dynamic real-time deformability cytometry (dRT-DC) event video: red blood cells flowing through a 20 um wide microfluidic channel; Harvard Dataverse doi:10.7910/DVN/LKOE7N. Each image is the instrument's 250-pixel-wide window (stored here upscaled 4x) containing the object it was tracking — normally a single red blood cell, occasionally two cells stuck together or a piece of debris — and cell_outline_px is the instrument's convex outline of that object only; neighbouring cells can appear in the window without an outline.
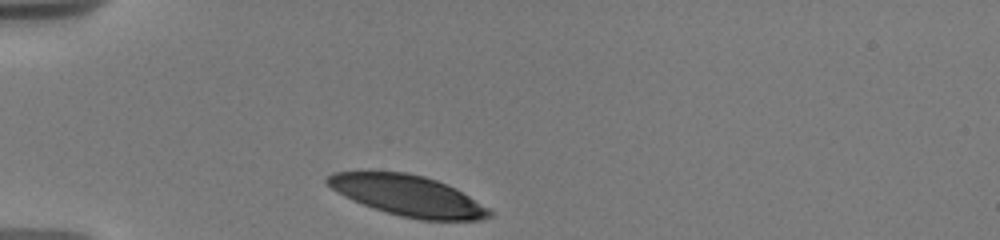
{"species": "human", "species_latin": "Homo sapiens", "temperature_condition": "warm", "stored_images_in_passage": 20, "camera_frame_rate_fps": 3000, "um_per_image_px": 0.085, "donor": {"sex": "male"}, "frame": {"image": 1, "passage_image": 1, "time_ms": 0.0, "image_size_px": [1000, 240], "cell_outline_px": [[492, 216], [480, 220], [420, 220], [400, 216], [372, 208], [352, 200], [344, 196], [332, 188], [324, 180], [332, 172], [404, 172], [424, 176], [436, 180], [456, 188], [488, 208], [492, 212]], "centroid_in_image_um": [34.67, 16.64], "position_along_channel_um": 50.3, "area_um2": 38.21}}
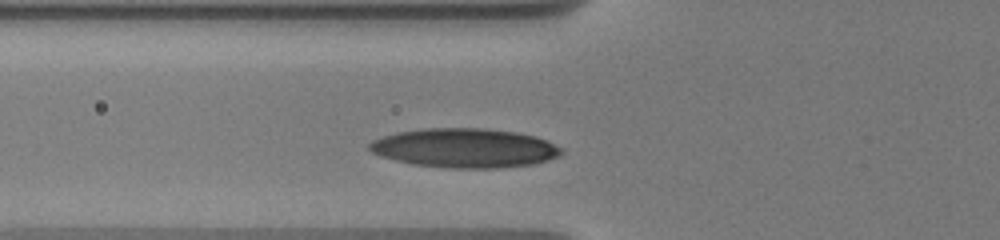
{"frame": {"image": 2, "passage_image": 16, "time_ms": 1.667, "image_size_px": [1000, 240], "cell_outline_px": [[564, 152], [560, 156], [548, 160], [532, 164], [500, 168], [448, 168], [416, 164], [396, 160], [380, 156], [372, 152], [368, 148], [368, 144], [372, 140], [396, 132], [420, 128], [484, 128], [516, 132], [536, 136], [548, 140], [564, 148]], "centroid_in_image_um": [39.54, 12.57], "position_along_channel_um": 86.3, "area_um2": 44.22}}